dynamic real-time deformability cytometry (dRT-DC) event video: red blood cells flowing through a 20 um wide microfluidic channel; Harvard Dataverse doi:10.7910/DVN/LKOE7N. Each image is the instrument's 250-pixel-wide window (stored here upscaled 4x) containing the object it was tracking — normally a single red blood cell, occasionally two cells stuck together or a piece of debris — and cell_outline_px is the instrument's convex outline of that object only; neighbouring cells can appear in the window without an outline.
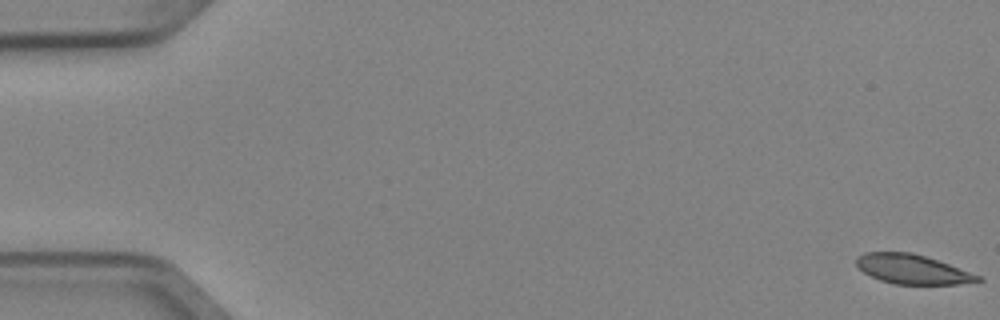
{"species": "Egyptian fruit bat (a non-hibernating species)", "species_latin": "Rousettus aegyptiacus", "temperature_condition": "cold", "stored_images_in_passage": 5, "camera_frame_rate_fps": 3000, "um_per_image_px": 0.085, "animal": {"sex": "female"}, "frame": {"image": 1, "passage_image": 1, "time_ms": 0.0, "image_size_px": [1000, 320], "cell_outline_px": [[984, 280], [960, 284], [896, 284], [880, 280], [864, 272], [856, 264], [856, 256], [864, 252], [912, 252], [948, 264], [980, 276]], "centroid_in_image_um": [77.52, 22.88], "position_along_channel_um": 7.5, "area_um2": 20.58}}